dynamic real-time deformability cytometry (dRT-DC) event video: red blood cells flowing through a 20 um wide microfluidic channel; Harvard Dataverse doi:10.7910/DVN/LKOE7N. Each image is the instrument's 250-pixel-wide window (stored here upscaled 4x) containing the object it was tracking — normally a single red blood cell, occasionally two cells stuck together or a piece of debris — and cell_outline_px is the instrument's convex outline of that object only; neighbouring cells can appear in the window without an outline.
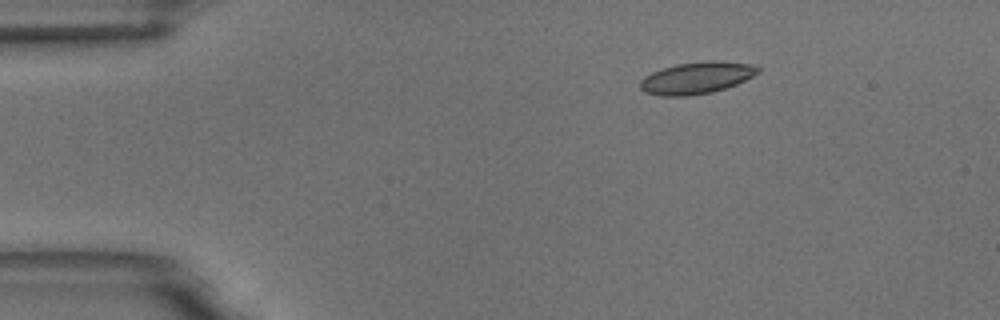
{"species": "common noctule bat (a hibernating species)", "species_latin": "Nyctalus noctula", "temperature_condition": "room temperature", "stored_images_in_passage": 3, "camera_frame_rate_fps": 3000, "um_per_image_px": 0.085, "animal": {"sex": "male", "body_mass_g": 18.8}, "frame": {"image": 1, "passage_image": 1, "time_ms": 0.0, "image_size_px": [1000, 320], "cell_outline_px": [[760, 72], [736, 84], [712, 92], [688, 96], [660, 96], [644, 92], [640, 88], [640, 80], [644, 76], [652, 72], [676, 64], [708, 60], [720, 60], [752, 64], [760, 68]], "centroid_in_image_um": [59.2, 6.61], "position_along_channel_um": 25.8, "area_um2": 21.96}}